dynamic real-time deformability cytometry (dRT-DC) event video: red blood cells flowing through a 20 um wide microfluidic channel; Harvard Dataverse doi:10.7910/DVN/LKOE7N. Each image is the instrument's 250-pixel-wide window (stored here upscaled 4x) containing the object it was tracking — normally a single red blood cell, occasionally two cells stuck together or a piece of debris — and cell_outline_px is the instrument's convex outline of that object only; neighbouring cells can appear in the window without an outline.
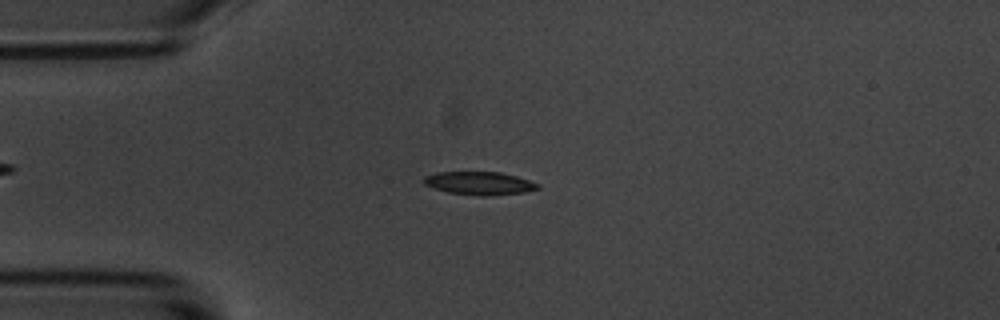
{"species": "common noctule bat (a hibernating species)", "species_latin": "Nyctalus noctula", "temperature_condition": "room temperature", "stored_images_in_passage": 56, "camera_frame_rate_fps": 3000, "um_per_image_px": 0.085, "animal": {"sex": "male", "body_mass_g": 20.1, "forearm_length_mm": 53.5}, "frame": {"image": 1, "passage_image": 13, "time_ms": 4.0, "image_size_px": [1000, 320], "cell_outline_px": [[540, 188], [524, 192], [484, 196], [480, 196], [448, 192], [424, 184], [424, 176], [436, 172], [500, 172], [516, 176], [540, 184]], "centroid_in_image_um": [40.76, 15.57], "position_along_channel_um": 44.2, "area_um2": 15.2}}
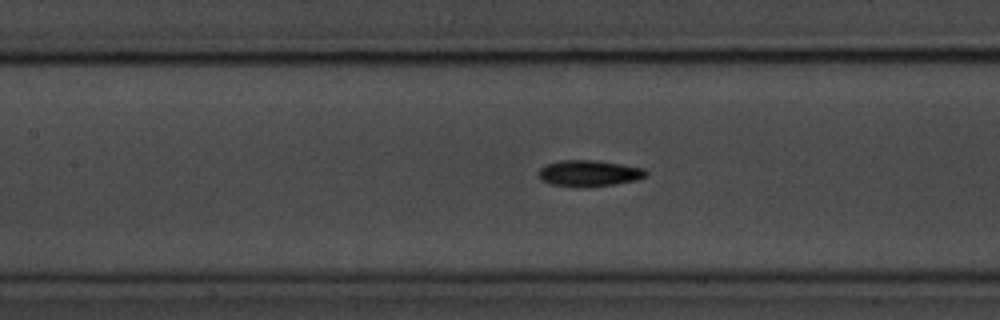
{"frame": {"image": 2, "passage_image": 24, "time_ms": 7.667, "image_size_px": [1000, 320], "cell_outline_px": [[648, 172], [644, 176], [636, 180], [588, 188], [580, 188], [552, 184], [540, 180], [540, 168], [544, 164], [560, 160], [596, 160], [644, 168]], "centroid_in_image_um": [50.03, 14.73], "position_along_channel_um": 157.4, "area_um2": 16.47}}
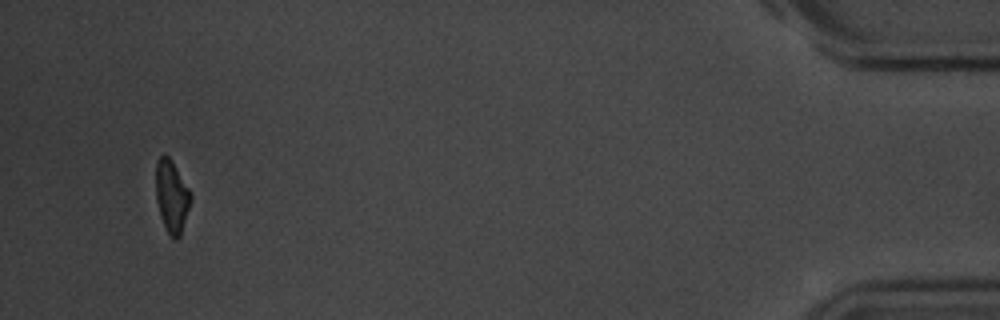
{"frame": {"image": 3, "passage_image": 53, "time_ms": 17.333, "image_size_px": [1000, 320], "cell_outline_px": [[192, 200], [180, 236], [176, 240], [172, 240], [160, 216], [156, 200], [156, 160], [164, 152], [172, 160], [192, 192]], "centroid_in_image_um": [14.61, 16.66], "position_along_channel_um": 420.6, "area_um2": 15.03}, "authors_computed_cell_mechanics": {"area_um2": 15.7216, "velocity_mm_per_s": 3.5355, "shape_relaxation_time_tau1_ms": 2.8394, "shape_relaxation_time_tau2_ms": 3.6718, "deformation_change_tau1": 0.1247, "deformation_change_tau2": 0.0975}}